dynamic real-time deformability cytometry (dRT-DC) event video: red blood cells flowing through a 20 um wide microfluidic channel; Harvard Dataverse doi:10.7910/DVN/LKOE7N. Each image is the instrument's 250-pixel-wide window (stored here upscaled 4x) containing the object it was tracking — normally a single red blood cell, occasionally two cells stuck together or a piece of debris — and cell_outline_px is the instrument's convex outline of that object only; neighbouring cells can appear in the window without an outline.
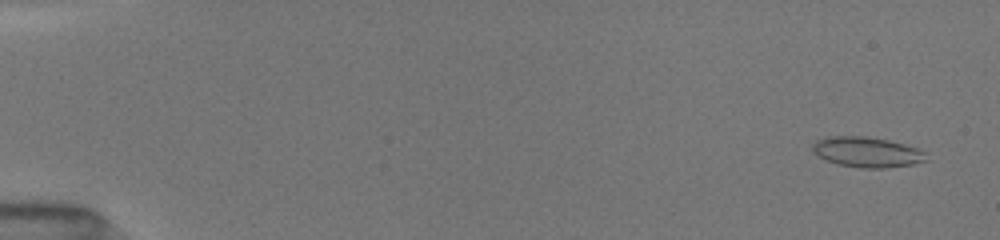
{"species": "common noctule bat (a hibernating species)", "species_latin": "Nyctalus noctula", "temperature_condition": "room temperature", "stored_images_in_passage": 51, "camera_frame_rate_fps": 3000, "um_per_image_px": 0.085, "animal": {"sex": "female", "body_mass_g": 19.5, "forearm_length_mm": 54.1}, "frame": {"image": 1, "passage_image": 3, "time_ms": 0.667, "image_size_px": [1000, 240], "cell_outline_px": [[928, 160], [912, 164], [884, 168], [860, 168], [836, 164], [816, 156], [812, 152], [812, 144], [816, 140], [828, 136], [868, 136], [888, 140], [904, 144], [916, 148], [924, 152]], "centroid_in_image_um": [73.63, 12.92], "position_along_channel_um": 11.4, "area_um2": 20.23}}
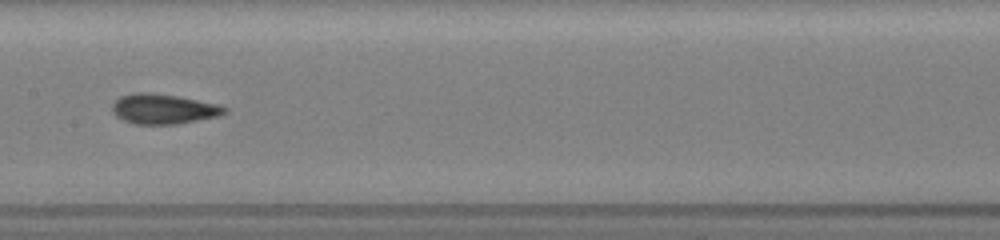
{"frame": {"image": 2, "passage_image": 28, "time_ms": 9.0, "image_size_px": [1000, 240], "cell_outline_px": [[228, 112], [220, 116], [176, 124], [132, 124], [116, 116], [112, 112], [112, 104], [120, 96], [136, 92], [148, 92], [180, 96], [216, 104], [228, 108]], "centroid_in_image_um": [13.89, 9.26], "position_along_channel_um": 193.5, "area_um2": 19.77}}
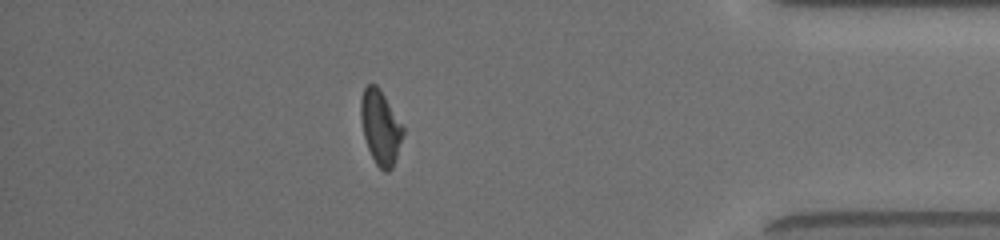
{"frame": {"image": 3, "passage_image": 46, "time_ms": 15.0, "image_size_px": [1000, 240], "cell_outline_px": [[404, 132], [392, 168], [388, 172], [384, 172], [376, 164], [368, 148], [364, 136], [360, 116], [360, 100], [364, 88], [368, 84], [376, 84], [380, 88], [404, 124]], "centroid_in_image_um": [32.35, 10.77], "position_along_channel_um": 402.9, "area_um2": 18.44}}